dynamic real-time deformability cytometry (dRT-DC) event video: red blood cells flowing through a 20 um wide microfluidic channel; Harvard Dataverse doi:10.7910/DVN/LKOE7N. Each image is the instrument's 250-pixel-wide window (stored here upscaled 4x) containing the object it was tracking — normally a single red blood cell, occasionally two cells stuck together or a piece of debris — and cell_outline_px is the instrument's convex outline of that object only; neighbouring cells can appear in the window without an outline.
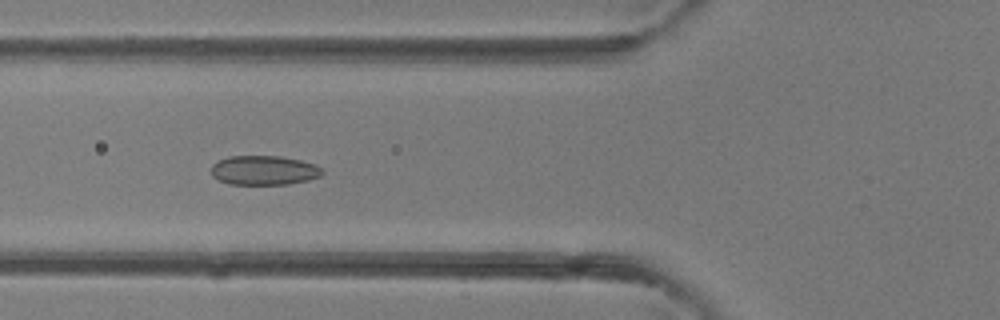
{"species": "common noctule bat (a hibernating species)", "species_latin": "Nyctalus noctula", "temperature_condition": "room temperature", "stored_images_in_passage": 42, "camera_frame_rate_fps": 3000, "um_per_image_px": 0.085, "animal": {"sex": "female"}, "frame": {"image": 1, "passage_image": 16, "time_ms": 5.0, "image_size_px": [1000, 320], "cell_outline_px": [[324, 172], [320, 176], [308, 180], [288, 184], [228, 184], [212, 176], [212, 164], [228, 156], [280, 156], [300, 160], [316, 164], [324, 168]], "centroid_in_image_um": [22.47, 14.47], "position_along_channel_um": 103.3, "area_um2": 19.07}}
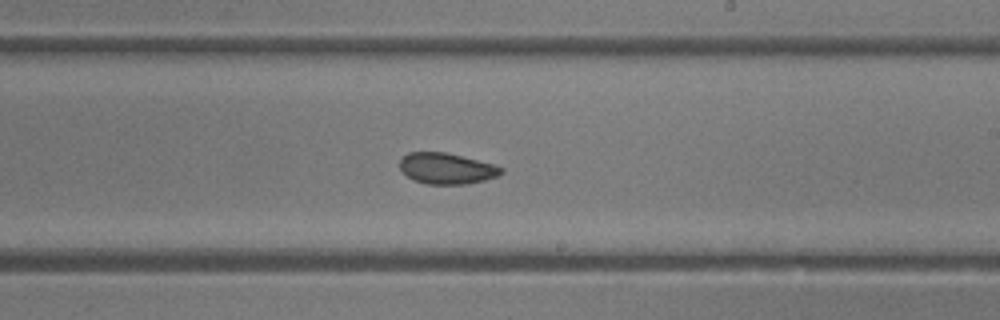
{"frame": {"image": 2, "passage_image": 25, "time_ms": 8.0, "image_size_px": [1000, 320], "cell_outline_px": [[504, 172], [496, 176], [484, 180], [464, 184], [424, 184], [408, 176], [400, 168], [400, 160], [408, 152], [444, 152], [496, 164], [504, 168]], "centroid_in_image_um": [37.99, 14.31], "position_along_channel_um": 251.0, "area_um2": 18.21}}
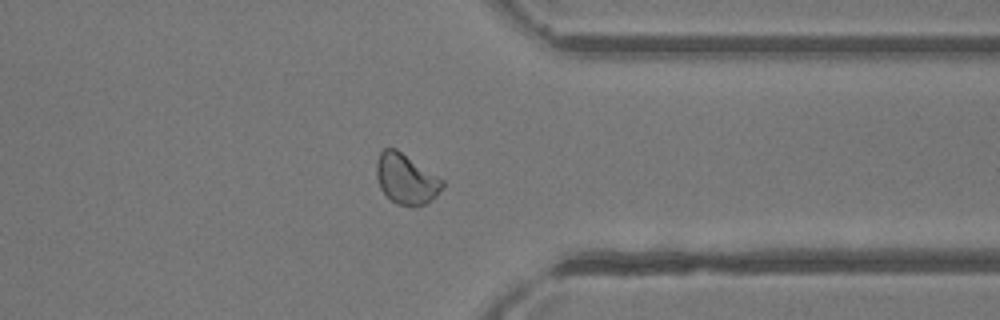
{"frame": {"image": 3, "passage_image": 33, "time_ms": 10.667, "image_size_px": [1000, 320], "cell_outline_px": [[444, 188], [432, 200], [424, 204], [412, 208], [396, 204], [380, 188], [376, 176], [376, 160], [380, 152], [384, 148], [396, 148], [444, 180]], "centroid_in_image_um": [34.52, 15.23], "position_along_channel_um": 376.9, "area_um2": 19.54}}